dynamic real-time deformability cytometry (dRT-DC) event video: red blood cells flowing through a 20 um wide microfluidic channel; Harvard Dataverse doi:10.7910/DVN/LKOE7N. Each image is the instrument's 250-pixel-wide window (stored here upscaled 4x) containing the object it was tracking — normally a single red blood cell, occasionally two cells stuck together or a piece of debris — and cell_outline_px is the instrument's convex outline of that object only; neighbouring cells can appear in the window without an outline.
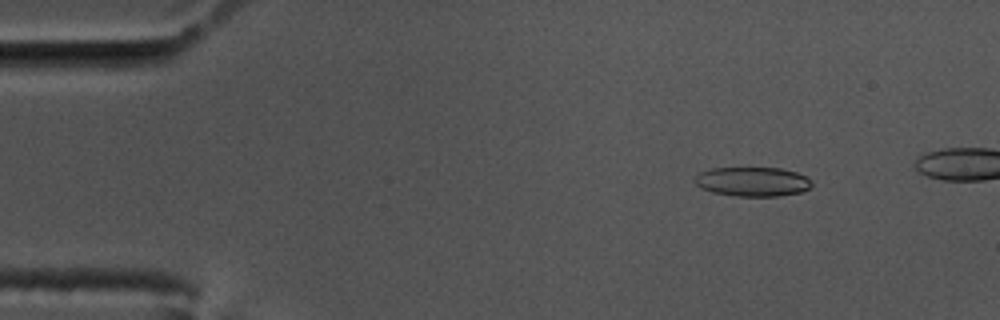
{"species": "common noctule bat (a hibernating species)", "species_latin": "Nyctalus noctula", "temperature_condition": "cold", "stored_images_in_passage": 53, "camera_frame_rate_fps": 3000, "um_per_image_px": 0.085, "animal": {"sex": "male", "body_mass_g": 17.5, "forearm_length_mm": 52.3}, "frame": {"image": 1, "passage_image": 8, "time_ms": 2.333, "image_size_px": [1000, 320], "cell_outline_px": [[812, 184], [804, 192], [780, 196], [736, 196], [712, 192], [700, 188], [692, 180], [700, 172], [712, 168], [780, 168], [796, 172], [812, 180]], "centroid_in_image_um": [63.96, 15.45], "position_along_channel_um": 21.0, "area_um2": 20.11}}
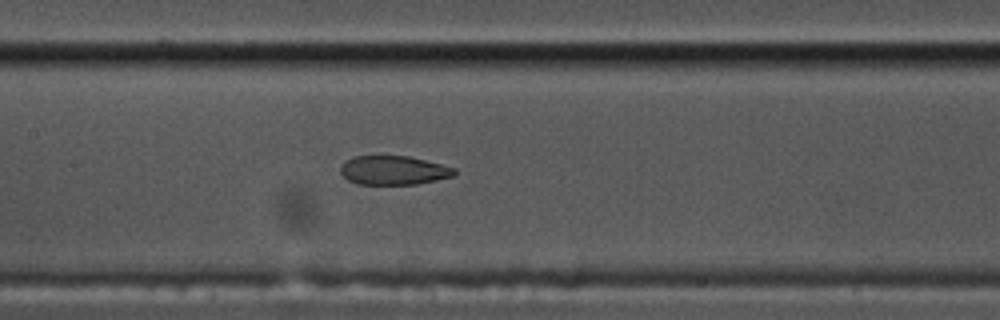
{"frame": {"image": 2, "passage_image": 28, "time_ms": 9.0, "image_size_px": [1000, 320], "cell_outline_px": [[456, 172], [452, 176], [436, 180], [416, 184], [356, 184], [348, 180], [340, 172], [340, 164], [344, 160], [356, 156], [408, 156], [456, 168]], "centroid_in_image_um": [33.4, 14.47], "position_along_channel_um": 174.0, "area_um2": 19.19}}
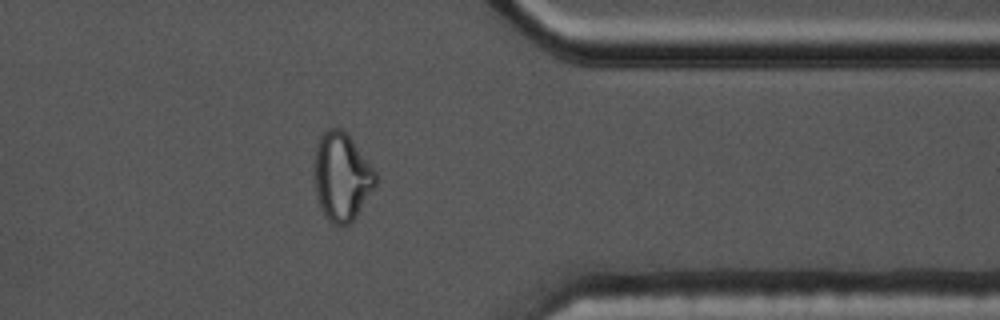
{"frame": {"image": 3, "passage_image": 47, "time_ms": 15.333, "image_size_px": [1000, 320], "cell_outline_px": [[376, 184], [356, 216], [348, 224], [332, 224], [328, 220], [320, 208], [316, 192], [316, 144], [324, 128], [340, 128], [352, 140], [376, 172]], "centroid_in_image_um": [29.05, 15.01], "position_along_channel_um": 382.4, "area_um2": 30.75}}